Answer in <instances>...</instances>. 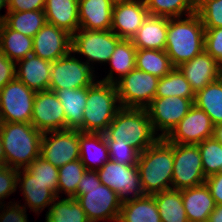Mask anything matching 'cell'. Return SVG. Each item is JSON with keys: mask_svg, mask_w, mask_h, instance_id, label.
Instances as JSON below:
<instances>
[{"mask_svg": "<svg viewBox=\"0 0 222 222\" xmlns=\"http://www.w3.org/2000/svg\"><path fill=\"white\" fill-rule=\"evenodd\" d=\"M173 165L174 143L165 138H159L140 153L137 167L145 195L172 189Z\"/></svg>", "mask_w": 222, "mask_h": 222, "instance_id": "cell-1", "label": "cell"}, {"mask_svg": "<svg viewBox=\"0 0 222 222\" xmlns=\"http://www.w3.org/2000/svg\"><path fill=\"white\" fill-rule=\"evenodd\" d=\"M205 28L199 15L169 18L165 51L173 67L190 61L204 51Z\"/></svg>", "mask_w": 222, "mask_h": 222, "instance_id": "cell-2", "label": "cell"}, {"mask_svg": "<svg viewBox=\"0 0 222 222\" xmlns=\"http://www.w3.org/2000/svg\"><path fill=\"white\" fill-rule=\"evenodd\" d=\"M90 222L111 220L118 222L122 200L118 194L101 184L97 170H86L74 197Z\"/></svg>", "mask_w": 222, "mask_h": 222, "instance_id": "cell-3", "label": "cell"}, {"mask_svg": "<svg viewBox=\"0 0 222 222\" xmlns=\"http://www.w3.org/2000/svg\"><path fill=\"white\" fill-rule=\"evenodd\" d=\"M146 108H121L104 132L105 140L130 144L142 153L160 137L156 136Z\"/></svg>", "mask_w": 222, "mask_h": 222, "instance_id": "cell-4", "label": "cell"}, {"mask_svg": "<svg viewBox=\"0 0 222 222\" xmlns=\"http://www.w3.org/2000/svg\"><path fill=\"white\" fill-rule=\"evenodd\" d=\"M42 136L31 123L1 122L0 137L6 165L15 169L28 167L40 156Z\"/></svg>", "mask_w": 222, "mask_h": 222, "instance_id": "cell-5", "label": "cell"}, {"mask_svg": "<svg viewBox=\"0 0 222 222\" xmlns=\"http://www.w3.org/2000/svg\"><path fill=\"white\" fill-rule=\"evenodd\" d=\"M121 108L115 84L96 81L88 87L84 125L79 131L104 133Z\"/></svg>", "mask_w": 222, "mask_h": 222, "instance_id": "cell-6", "label": "cell"}, {"mask_svg": "<svg viewBox=\"0 0 222 222\" xmlns=\"http://www.w3.org/2000/svg\"><path fill=\"white\" fill-rule=\"evenodd\" d=\"M159 78L134 69L115 83L121 107L146 108L155 98Z\"/></svg>", "mask_w": 222, "mask_h": 222, "instance_id": "cell-7", "label": "cell"}, {"mask_svg": "<svg viewBox=\"0 0 222 222\" xmlns=\"http://www.w3.org/2000/svg\"><path fill=\"white\" fill-rule=\"evenodd\" d=\"M35 91L16 77L0 89V121L31 123Z\"/></svg>", "mask_w": 222, "mask_h": 222, "instance_id": "cell-8", "label": "cell"}, {"mask_svg": "<svg viewBox=\"0 0 222 222\" xmlns=\"http://www.w3.org/2000/svg\"><path fill=\"white\" fill-rule=\"evenodd\" d=\"M205 180L198 145L174 143L172 189L195 187L204 184Z\"/></svg>", "mask_w": 222, "mask_h": 222, "instance_id": "cell-9", "label": "cell"}, {"mask_svg": "<svg viewBox=\"0 0 222 222\" xmlns=\"http://www.w3.org/2000/svg\"><path fill=\"white\" fill-rule=\"evenodd\" d=\"M121 40L112 30L78 29L72 35L71 51L86 56L89 66V61L107 63Z\"/></svg>", "mask_w": 222, "mask_h": 222, "instance_id": "cell-10", "label": "cell"}, {"mask_svg": "<svg viewBox=\"0 0 222 222\" xmlns=\"http://www.w3.org/2000/svg\"><path fill=\"white\" fill-rule=\"evenodd\" d=\"M93 72L92 67L72 56L71 51L52 62L49 90L89 87L95 83Z\"/></svg>", "mask_w": 222, "mask_h": 222, "instance_id": "cell-11", "label": "cell"}, {"mask_svg": "<svg viewBox=\"0 0 222 222\" xmlns=\"http://www.w3.org/2000/svg\"><path fill=\"white\" fill-rule=\"evenodd\" d=\"M193 105L194 99L168 96L154 98L146 107V110L155 133L161 131L162 133L158 136L165 138L185 117Z\"/></svg>", "mask_w": 222, "mask_h": 222, "instance_id": "cell-12", "label": "cell"}, {"mask_svg": "<svg viewBox=\"0 0 222 222\" xmlns=\"http://www.w3.org/2000/svg\"><path fill=\"white\" fill-rule=\"evenodd\" d=\"M40 156L57 168L80 159L79 130L43 133Z\"/></svg>", "mask_w": 222, "mask_h": 222, "instance_id": "cell-13", "label": "cell"}, {"mask_svg": "<svg viewBox=\"0 0 222 222\" xmlns=\"http://www.w3.org/2000/svg\"><path fill=\"white\" fill-rule=\"evenodd\" d=\"M97 174L101 184L116 192L122 201L145 195L137 165H123L109 159L97 170ZM131 193L132 197H128Z\"/></svg>", "mask_w": 222, "mask_h": 222, "instance_id": "cell-14", "label": "cell"}, {"mask_svg": "<svg viewBox=\"0 0 222 222\" xmlns=\"http://www.w3.org/2000/svg\"><path fill=\"white\" fill-rule=\"evenodd\" d=\"M214 128L210 117L193 105L165 139L175 144H198L213 137Z\"/></svg>", "mask_w": 222, "mask_h": 222, "instance_id": "cell-15", "label": "cell"}, {"mask_svg": "<svg viewBox=\"0 0 222 222\" xmlns=\"http://www.w3.org/2000/svg\"><path fill=\"white\" fill-rule=\"evenodd\" d=\"M31 124L42 133L66 129L64 109L54 91L35 93Z\"/></svg>", "mask_w": 222, "mask_h": 222, "instance_id": "cell-16", "label": "cell"}, {"mask_svg": "<svg viewBox=\"0 0 222 222\" xmlns=\"http://www.w3.org/2000/svg\"><path fill=\"white\" fill-rule=\"evenodd\" d=\"M72 35L47 23L33 37V55L54 62L71 52Z\"/></svg>", "mask_w": 222, "mask_h": 222, "instance_id": "cell-17", "label": "cell"}, {"mask_svg": "<svg viewBox=\"0 0 222 222\" xmlns=\"http://www.w3.org/2000/svg\"><path fill=\"white\" fill-rule=\"evenodd\" d=\"M148 15L144 0L113 6L111 30L121 39L131 40Z\"/></svg>", "mask_w": 222, "mask_h": 222, "instance_id": "cell-18", "label": "cell"}, {"mask_svg": "<svg viewBox=\"0 0 222 222\" xmlns=\"http://www.w3.org/2000/svg\"><path fill=\"white\" fill-rule=\"evenodd\" d=\"M178 68L190 83L194 93L222 76V67L205 50Z\"/></svg>", "mask_w": 222, "mask_h": 222, "instance_id": "cell-19", "label": "cell"}, {"mask_svg": "<svg viewBox=\"0 0 222 222\" xmlns=\"http://www.w3.org/2000/svg\"><path fill=\"white\" fill-rule=\"evenodd\" d=\"M16 64L20 65L19 69L15 70L16 78L28 88L35 92L49 90L52 62L32 54Z\"/></svg>", "mask_w": 222, "mask_h": 222, "instance_id": "cell-20", "label": "cell"}, {"mask_svg": "<svg viewBox=\"0 0 222 222\" xmlns=\"http://www.w3.org/2000/svg\"><path fill=\"white\" fill-rule=\"evenodd\" d=\"M79 29L111 30L113 6L109 0H79Z\"/></svg>", "mask_w": 222, "mask_h": 222, "instance_id": "cell-21", "label": "cell"}, {"mask_svg": "<svg viewBox=\"0 0 222 222\" xmlns=\"http://www.w3.org/2000/svg\"><path fill=\"white\" fill-rule=\"evenodd\" d=\"M182 202L189 222H207L215 202L206 183L181 190Z\"/></svg>", "mask_w": 222, "mask_h": 222, "instance_id": "cell-22", "label": "cell"}, {"mask_svg": "<svg viewBox=\"0 0 222 222\" xmlns=\"http://www.w3.org/2000/svg\"><path fill=\"white\" fill-rule=\"evenodd\" d=\"M168 21L167 17L148 15L131 39L136 49L165 50Z\"/></svg>", "mask_w": 222, "mask_h": 222, "instance_id": "cell-23", "label": "cell"}, {"mask_svg": "<svg viewBox=\"0 0 222 222\" xmlns=\"http://www.w3.org/2000/svg\"><path fill=\"white\" fill-rule=\"evenodd\" d=\"M21 171L18 169L17 184L21 182L20 188L22 190L20 191H23L22 194L27 202L25 204H28L33 212L38 213V211L44 210L45 207L51 206L50 204H52L54 200L59 199L46 184L34 178L25 168Z\"/></svg>", "mask_w": 222, "mask_h": 222, "instance_id": "cell-24", "label": "cell"}, {"mask_svg": "<svg viewBox=\"0 0 222 222\" xmlns=\"http://www.w3.org/2000/svg\"><path fill=\"white\" fill-rule=\"evenodd\" d=\"M79 0H46L44 13L47 23L73 35L79 29Z\"/></svg>", "mask_w": 222, "mask_h": 222, "instance_id": "cell-25", "label": "cell"}, {"mask_svg": "<svg viewBox=\"0 0 222 222\" xmlns=\"http://www.w3.org/2000/svg\"><path fill=\"white\" fill-rule=\"evenodd\" d=\"M51 91L55 92L64 109L66 129L79 130L84 125L83 114L88 96V87Z\"/></svg>", "mask_w": 222, "mask_h": 222, "instance_id": "cell-26", "label": "cell"}, {"mask_svg": "<svg viewBox=\"0 0 222 222\" xmlns=\"http://www.w3.org/2000/svg\"><path fill=\"white\" fill-rule=\"evenodd\" d=\"M79 143L80 160L86 170H98L109 160L108 145L104 138V133H84L79 131Z\"/></svg>", "mask_w": 222, "mask_h": 222, "instance_id": "cell-27", "label": "cell"}, {"mask_svg": "<svg viewBox=\"0 0 222 222\" xmlns=\"http://www.w3.org/2000/svg\"><path fill=\"white\" fill-rule=\"evenodd\" d=\"M118 222H161L153 195L122 201Z\"/></svg>", "mask_w": 222, "mask_h": 222, "instance_id": "cell-28", "label": "cell"}, {"mask_svg": "<svg viewBox=\"0 0 222 222\" xmlns=\"http://www.w3.org/2000/svg\"><path fill=\"white\" fill-rule=\"evenodd\" d=\"M0 50L11 61L17 62L33 53V38L8 28L0 22Z\"/></svg>", "mask_w": 222, "mask_h": 222, "instance_id": "cell-29", "label": "cell"}, {"mask_svg": "<svg viewBox=\"0 0 222 222\" xmlns=\"http://www.w3.org/2000/svg\"><path fill=\"white\" fill-rule=\"evenodd\" d=\"M194 105L210 117L214 126L222 124V76L195 93Z\"/></svg>", "mask_w": 222, "mask_h": 222, "instance_id": "cell-30", "label": "cell"}, {"mask_svg": "<svg viewBox=\"0 0 222 222\" xmlns=\"http://www.w3.org/2000/svg\"><path fill=\"white\" fill-rule=\"evenodd\" d=\"M135 60L136 47L133 45L132 40L122 39L116 45V48L108 61L111 65L110 73L100 81L115 84L123 76L136 68ZM114 71L119 74L118 79L113 76Z\"/></svg>", "mask_w": 222, "mask_h": 222, "instance_id": "cell-31", "label": "cell"}, {"mask_svg": "<svg viewBox=\"0 0 222 222\" xmlns=\"http://www.w3.org/2000/svg\"><path fill=\"white\" fill-rule=\"evenodd\" d=\"M153 196L161 222H189L183 206L181 190L169 189Z\"/></svg>", "mask_w": 222, "mask_h": 222, "instance_id": "cell-32", "label": "cell"}, {"mask_svg": "<svg viewBox=\"0 0 222 222\" xmlns=\"http://www.w3.org/2000/svg\"><path fill=\"white\" fill-rule=\"evenodd\" d=\"M2 22L8 28L33 38L47 21L44 10H31L7 12Z\"/></svg>", "mask_w": 222, "mask_h": 222, "instance_id": "cell-33", "label": "cell"}, {"mask_svg": "<svg viewBox=\"0 0 222 222\" xmlns=\"http://www.w3.org/2000/svg\"><path fill=\"white\" fill-rule=\"evenodd\" d=\"M136 69L162 78L174 67L165 50L136 49Z\"/></svg>", "mask_w": 222, "mask_h": 222, "instance_id": "cell-34", "label": "cell"}, {"mask_svg": "<svg viewBox=\"0 0 222 222\" xmlns=\"http://www.w3.org/2000/svg\"><path fill=\"white\" fill-rule=\"evenodd\" d=\"M168 96L195 99V93L178 67H174L166 76L159 78L155 98Z\"/></svg>", "mask_w": 222, "mask_h": 222, "instance_id": "cell-35", "label": "cell"}, {"mask_svg": "<svg viewBox=\"0 0 222 222\" xmlns=\"http://www.w3.org/2000/svg\"><path fill=\"white\" fill-rule=\"evenodd\" d=\"M55 201L48 209L46 222H90L77 199L64 198Z\"/></svg>", "mask_w": 222, "mask_h": 222, "instance_id": "cell-36", "label": "cell"}, {"mask_svg": "<svg viewBox=\"0 0 222 222\" xmlns=\"http://www.w3.org/2000/svg\"><path fill=\"white\" fill-rule=\"evenodd\" d=\"M149 15L182 18L196 12L194 0H144Z\"/></svg>", "mask_w": 222, "mask_h": 222, "instance_id": "cell-37", "label": "cell"}, {"mask_svg": "<svg viewBox=\"0 0 222 222\" xmlns=\"http://www.w3.org/2000/svg\"><path fill=\"white\" fill-rule=\"evenodd\" d=\"M86 171L80 159L67 163L58 168V197L59 192L64 191L67 198H74L77 194V187Z\"/></svg>", "mask_w": 222, "mask_h": 222, "instance_id": "cell-38", "label": "cell"}, {"mask_svg": "<svg viewBox=\"0 0 222 222\" xmlns=\"http://www.w3.org/2000/svg\"><path fill=\"white\" fill-rule=\"evenodd\" d=\"M205 177L217 174L222 169V144L213 136L198 143Z\"/></svg>", "mask_w": 222, "mask_h": 222, "instance_id": "cell-39", "label": "cell"}, {"mask_svg": "<svg viewBox=\"0 0 222 222\" xmlns=\"http://www.w3.org/2000/svg\"><path fill=\"white\" fill-rule=\"evenodd\" d=\"M34 178L52 190L58 197V168L39 156L25 168Z\"/></svg>", "mask_w": 222, "mask_h": 222, "instance_id": "cell-40", "label": "cell"}, {"mask_svg": "<svg viewBox=\"0 0 222 222\" xmlns=\"http://www.w3.org/2000/svg\"><path fill=\"white\" fill-rule=\"evenodd\" d=\"M204 28L222 27V0H206L197 9Z\"/></svg>", "mask_w": 222, "mask_h": 222, "instance_id": "cell-41", "label": "cell"}, {"mask_svg": "<svg viewBox=\"0 0 222 222\" xmlns=\"http://www.w3.org/2000/svg\"><path fill=\"white\" fill-rule=\"evenodd\" d=\"M109 159L123 165H137L140 152L130 144H118L112 140H106Z\"/></svg>", "mask_w": 222, "mask_h": 222, "instance_id": "cell-42", "label": "cell"}, {"mask_svg": "<svg viewBox=\"0 0 222 222\" xmlns=\"http://www.w3.org/2000/svg\"><path fill=\"white\" fill-rule=\"evenodd\" d=\"M204 50L222 67V27L205 28Z\"/></svg>", "mask_w": 222, "mask_h": 222, "instance_id": "cell-43", "label": "cell"}, {"mask_svg": "<svg viewBox=\"0 0 222 222\" xmlns=\"http://www.w3.org/2000/svg\"><path fill=\"white\" fill-rule=\"evenodd\" d=\"M18 169L7 165L0 167V209L4 206L1 200L14 193L17 188Z\"/></svg>", "mask_w": 222, "mask_h": 222, "instance_id": "cell-44", "label": "cell"}, {"mask_svg": "<svg viewBox=\"0 0 222 222\" xmlns=\"http://www.w3.org/2000/svg\"><path fill=\"white\" fill-rule=\"evenodd\" d=\"M46 0H8L7 12L44 10Z\"/></svg>", "mask_w": 222, "mask_h": 222, "instance_id": "cell-45", "label": "cell"}, {"mask_svg": "<svg viewBox=\"0 0 222 222\" xmlns=\"http://www.w3.org/2000/svg\"><path fill=\"white\" fill-rule=\"evenodd\" d=\"M16 63L8 59L0 50V89L16 77Z\"/></svg>", "mask_w": 222, "mask_h": 222, "instance_id": "cell-46", "label": "cell"}, {"mask_svg": "<svg viewBox=\"0 0 222 222\" xmlns=\"http://www.w3.org/2000/svg\"><path fill=\"white\" fill-rule=\"evenodd\" d=\"M12 206H6L7 210L5 212L4 208L2 214L0 213V222H27L26 206H21L19 204H11Z\"/></svg>", "mask_w": 222, "mask_h": 222, "instance_id": "cell-47", "label": "cell"}, {"mask_svg": "<svg viewBox=\"0 0 222 222\" xmlns=\"http://www.w3.org/2000/svg\"><path fill=\"white\" fill-rule=\"evenodd\" d=\"M216 205H222V172L211 175L205 180Z\"/></svg>", "mask_w": 222, "mask_h": 222, "instance_id": "cell-48", "label": "cell"}, {"mask_svg": "<svg viewBox=\"0 0 222 222\" xmlns=\"http://www.w3.org/2000/svg\"><path fill=\"white\" fill-rule=\"evenodd\" d=\"M207 222H222V205H216Z\"/></svg>", "mask_w": 222, "mask_h": 222, "instance_id": "cell-49", "label": "cell"}, {"mask_svg": "<svg viewBox=\"0 0 222 222\" xmlns=\"http://www.w3.org/2000/svg\"><path fill=\"white\" fill-rule=\"evenodd\" d=\"M214 137L222 144V124L215 126Z\"/></svg>", "mask_w": 222, "mask_h": 222, "instance_id": "cell-50", "label": "cell"}, {"mask_svg": "<svg viewBox=\"0 0 222 222\" xmlns=\"http://www.w3.org/2000/svg\"><path fill=\"white\" fill-rule=\"evenodd\" d=\"M5 165H6V156H5L2 140L0 137V167L5 166Z\"/></svg>", "mask_w": 222, "mask_h": 222, "instance_id": "cell-51", "label": "cell"}, {"mask_svg": "<svg viewBox=\"0 0 222 222\" xmlns=\"http://www.w3.org/2000/svg\"><path fill=\"white\" fill-rule=\"evenodd\" d=\"M134 0H109L110 4L112 6H116V5H120V4H125V3H129L132 2Z\"/></svg>", "mask_w": 222, "mask_h": 222, "instance_id": "cell-52", "label": "cell"}, {"mask_svg": "<svg viewBox=\"0 0 222 222\" xmlns=\"http://www.w3.org/2000/svg\"><path fill=\"white\" fill-rule=\"evenodd\" d=\"M5 6L8 7V0H0V10ZM4 18L5 15H0V22H2Z\"/></svg>", "mask_w": 222, "mask_h": 222, "instance_id": "cell-53", "label": "cell"}, {"mask_svg": "<svg viewBox=\"0 0 222 222\" xmlns=\"http://www.w3.org/2000/svg\"><path fill=\"white\" fill-rule=\"evenodd\" d=\"M206 0H194V3L196 5V9Z\"/></svg>", "mask_w": 222, "mask_h": 222, "instance_id": "cell-54", "label": "cell"}]
</instances>
